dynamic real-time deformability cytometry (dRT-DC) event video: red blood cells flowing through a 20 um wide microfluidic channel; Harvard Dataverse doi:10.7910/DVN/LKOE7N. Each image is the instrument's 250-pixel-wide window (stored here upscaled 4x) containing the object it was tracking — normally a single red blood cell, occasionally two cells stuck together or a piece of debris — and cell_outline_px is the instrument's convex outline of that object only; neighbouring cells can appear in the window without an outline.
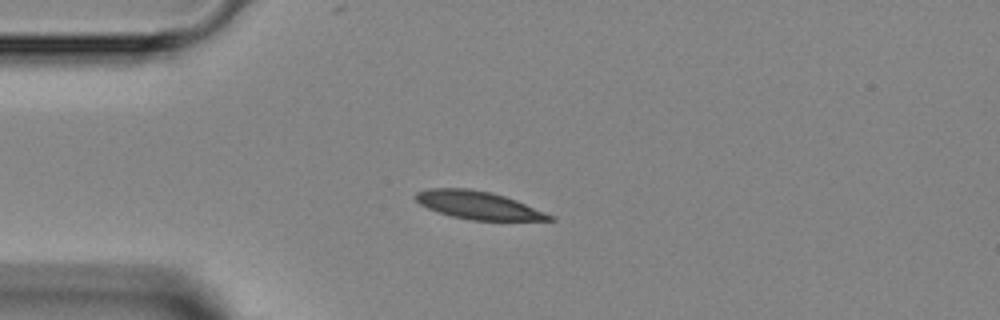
{"species": "Egyptian fruit bat (a non-hibernating species)", "species_latin": "Rousettus aegyptiacus", "temperature_condition": "room temperature", "stored_images_in_passage": 2, "camera_frame_rate_fps": 3000, "um_per_image_px": 0.085, "animal": {"sex": "female"}, "frame": {"image": 1, "passage_image": 2, "time_ms": 1.0, "image_size_px": [1000, 320], "cell_outline_px": [[556, 220], [472, 220], [452, 216], [428, 208], [420, 204], [416, 200], [416, 192], [428, 188], [468, 188], [488, 192], [504, 196], [516, 200], [556, 216]], "centroid_in_image_um": [40.68, 17.44], "position_along_channel_um": 44.3, "area_um2": 21.56}}